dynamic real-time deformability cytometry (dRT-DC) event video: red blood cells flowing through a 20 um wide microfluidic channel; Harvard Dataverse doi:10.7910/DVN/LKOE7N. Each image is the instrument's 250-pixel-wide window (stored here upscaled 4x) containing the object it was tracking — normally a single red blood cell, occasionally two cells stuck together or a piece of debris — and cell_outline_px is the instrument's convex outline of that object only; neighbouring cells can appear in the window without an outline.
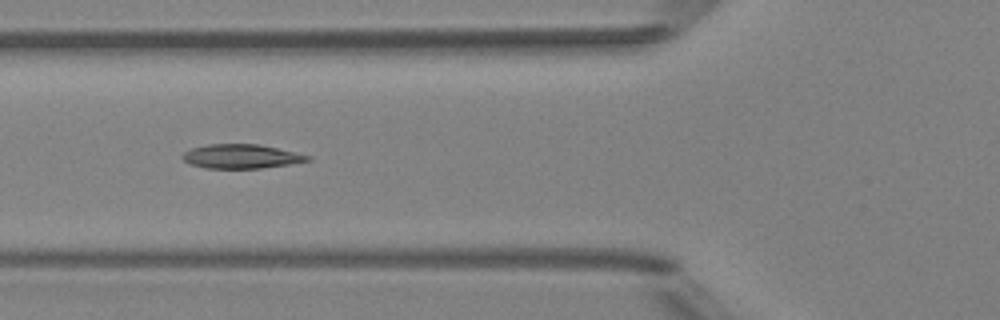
{"species": "Egyptian fruit bat (a non-hibernating species)", "species_latin": "Rousettus aegyptiacus", "temperature_condition": "room temperature", "stored_images_in_passage": 6, "camera_frame_rate_fps": 3000, "um_per_image_px": 0.085, "animal": {"sex": "female"}, "frame": {"image": 1, "passage_image": 6, "time_ms": 6.0, "image_size_px": [1000, 320], "cell_outline_px": [[312, 160], [288, 164], [260, 168], [204, 168], [188, 164], [180, 156], [184, 152], [192, 148], [208, 144], [260, 144], [312, 156]], "centroid_in_image_um": [20.48, 13.29], "position_along_channel_um": 105.3, "area_um2": 17.63}}